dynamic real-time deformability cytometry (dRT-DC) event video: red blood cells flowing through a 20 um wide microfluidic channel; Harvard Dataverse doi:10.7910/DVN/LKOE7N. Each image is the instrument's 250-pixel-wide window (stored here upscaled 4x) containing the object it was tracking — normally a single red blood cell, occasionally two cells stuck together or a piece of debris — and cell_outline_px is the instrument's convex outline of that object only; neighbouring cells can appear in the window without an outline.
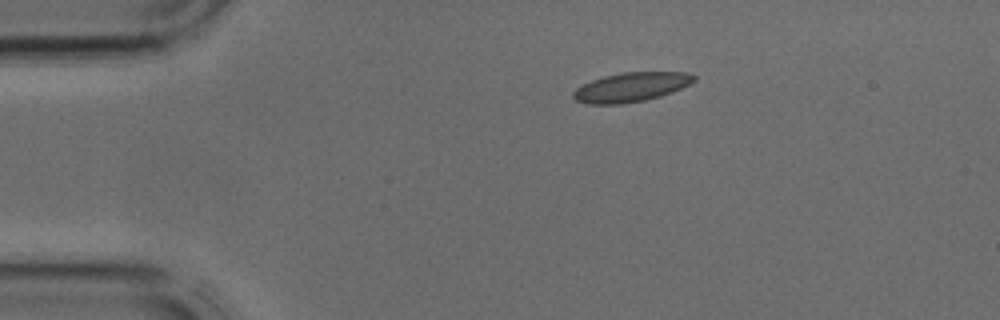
{"species": "common noctule bat (a hibernating species)", "species_latin": "Nyctalus noctula", "temperature_condition": "cold", "stored_images_in_passage": 3, "segment_of_instrument_passage": [1, 2], "camera_frame_rate_fps": 3000, "um_per_image_px": 0.085, "animal": {"sex": "male", "body_mass_g": 17.9, "forearm_length_mm": 54.2}, "frame": {"image": 1, "passage_image": 1, "time_ms": 0.0, "image_size_px": [1000, 320], "cell_outline_px": [[696, 80], [672, 92], [660, 96], [644, 100], [620, 104], [588, 104], [576, 100], [572, 96], [572, 92], [576, 88], [592, 80], [604, 76], [624, 72], [688, 72], [696, 76]], "centroid_in_image_um": [53.63, 7.4], "position_along_channel_um": 31.4, "area_um2": 20.46}}